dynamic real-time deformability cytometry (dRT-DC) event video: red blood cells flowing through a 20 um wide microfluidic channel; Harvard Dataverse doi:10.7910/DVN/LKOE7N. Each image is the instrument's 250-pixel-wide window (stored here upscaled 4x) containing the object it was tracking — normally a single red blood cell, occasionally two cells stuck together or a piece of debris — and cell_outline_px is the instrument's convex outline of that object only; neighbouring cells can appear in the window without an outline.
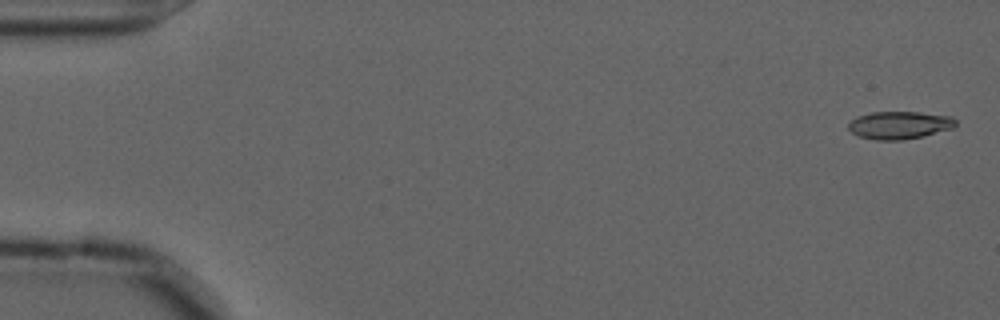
{"species": "common noctule bat (a hibernating species)", "species_latin": "Nyctalus noctula", "temperature_condition": "cold", "stored_images_in_passage": 56, "camera_frame_rate_fps": 3000, "um_per_image_px": 0.085, "animal": {"sex": "male", "forearm_length_mm": 52.5}, "frame": {"image": 1, "passage_image": 2, "time_ms": 0.333, "image_size_px": [1000, 320], "cell_outline_px": [[956, 124], [952, 128], [924, 136], [904, 140], [876, 140], [860, 136], [852, 132], [848, 128], [848, 124], [856, 116], [872, 112], [920, 112], [952, 116], [956, 120]], "centroid_in_image_um": [76.46, 10.63], "position_along_channel_um": 8.5, "area_um2": 17.34}}
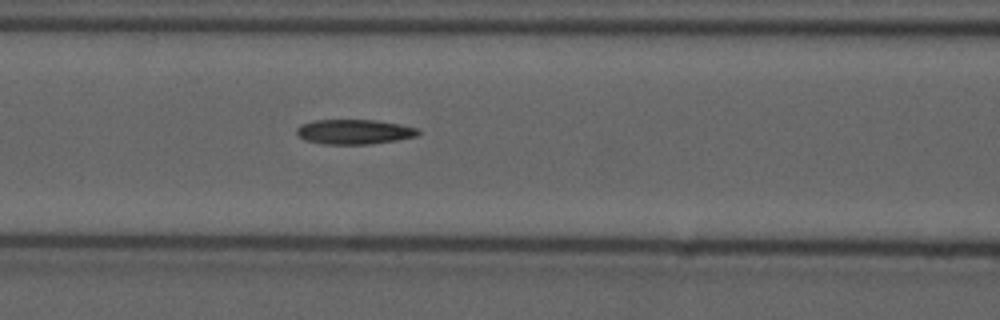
{"frame": {"image": 2, "passage_image": 24, "time_ms": 7.667, "image_size_px": [1000, 320], "cell_outline_px": [[420, 132], [416, 136], [396, 140], [368, 144], [324, 144], [304, 140], [296, 132], [296, 128], [300, 124], [312, 120], [376, 120], [400, 124], [416, 128]], "centroid_in_image_um": [30.06, 11.19], "position_along_channel_um": 136.5, "area_um2": 17.51}}
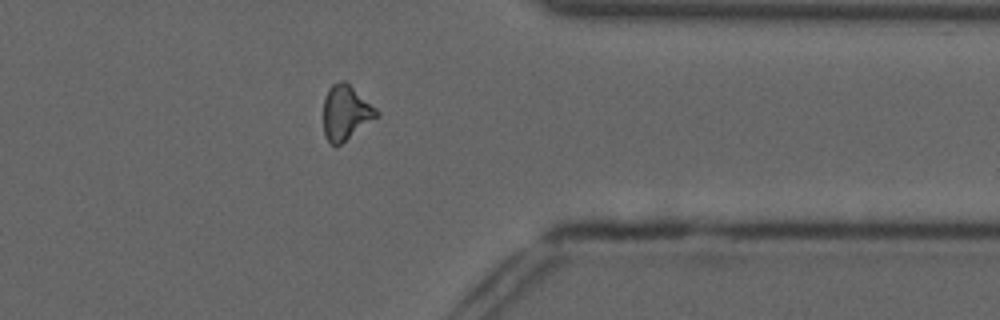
{"frame": {"image": 3, "passage_image": 45, "time_ms": 14.667, "image_size_px": [1000, 320], "cell_outline_px": [[380, 116], [336, 148], [328, 144], [324, 136], [324, 96], [328, 88], [332, 84], [344, 80], [376, 108], [380, 112]], "centroid_in_image_um": [29.38, 9.63], "position_along_channel_um": 382.0, "area_um2": 17.28}, "authors_computed_cell_mechanics": {"area_um2": 17.34, "velocity_mm_per_s": 3.6569, "shape_relaxation_time_tau1_ms": null, "shape_relaxation_time_tau2_ms": 4.8322, "deformation_change_tau1": null, "deformation_change_tau2": 0.1417}}